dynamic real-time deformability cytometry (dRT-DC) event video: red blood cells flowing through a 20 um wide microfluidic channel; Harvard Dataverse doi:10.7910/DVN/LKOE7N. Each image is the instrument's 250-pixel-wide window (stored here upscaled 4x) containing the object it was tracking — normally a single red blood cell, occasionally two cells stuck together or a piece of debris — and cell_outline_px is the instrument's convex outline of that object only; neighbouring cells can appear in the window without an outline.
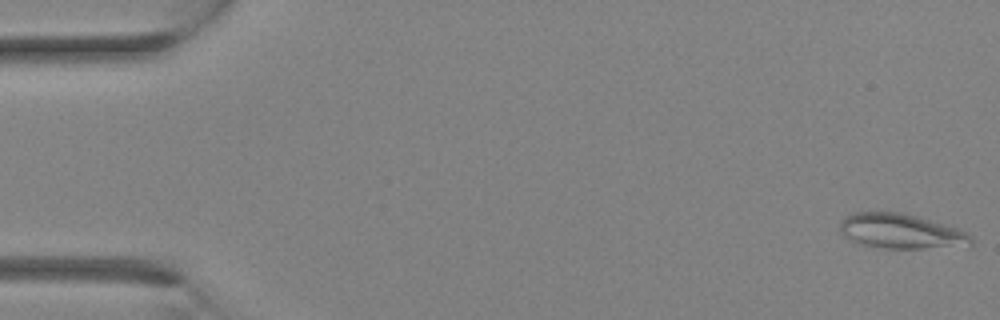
{"species": "Egyptian fruit bat (a non-hibernating species)", "species_latin": "Rousettus aegyptiacus", "temperature_condition": "room temperature", "stored_images_in_passage": 10, "camera_frame_rate_fps": 3000, "um_per_image_px": 0.085, "animal": {"sex": "female"}, "frame": {"image": 1, "passage_image": 1, "time_ms": 0.0, "image_size_px": [1000, 320], "cell_outline_px": [[972, 244], [924, 248], [884, 248], [860, 244], [848, 240], [840, 232], [840, 220], [844, 216], [852, 212], [900, 212], [916, 216], [956, 228], [972, 236]], "centroid_in_image_um": [76.47, 19.64], "position_along_channel_um": 8.5, "area_um2": 26.36}}